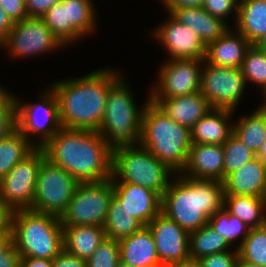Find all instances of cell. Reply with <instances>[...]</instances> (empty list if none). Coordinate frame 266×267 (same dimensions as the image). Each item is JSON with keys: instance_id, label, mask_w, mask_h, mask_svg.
<instances>
[{"instance_id": "obj_1", "label": "cell", "mask_w": 266, "mask_h": 267, "mask_svg": "<svg viewBox=\"0 0 266 267\" xmlns=\"http://www.w3.org/2000/svg\"><path fill=\"white\" fill-rule=\"evenodd\" d=\"M121 77L118 70L103 68L79 78L53 83L51 88L58 100L62 128L98 131L108 93Z\"/></svg>"}, {"instance_id": "obj_2", "label": "cell", "mask_w": 266, "mask_h": 267, "mask_svg": "<svg viewBox=\"0 0 266 267\" xmlns=\"http://www.w3.org/2000/svg\"><path fill=\"white\" fill-rule=\"evenodd\" d=\"M42 149L47 159L78 182L112 177L113 149L98 131L61 128Z\"/></svg>"}, {"instance_id": "obj_3", "label": "cell", "mask_w": 266, "mask_h": 267, "mask_svg": "<svg viewBox=\"0 0 266 267\" xmlns=\"http://www.w3.org/2000/svg\"><path fill=\"white\" fill-rule=\"evenodd\" d=\"M174 176L163 193L161 212L188 232L198 230L223 207V182Z\"/></svg>"}, {"instance_id": "obj_4", "label": "cell", "mask_w": 266, "mask_h": 267, "mask_svg": "<svg viewBox=\"0 0 266 267\" xmlns=\"http://www.w3.org/2000/svg\"><path fill=\"white\" fill-rule=\"evenodd\" d=\"M139 144L177 174L184 169L191 147V133L149 101L142 116Z\"/></svg>"}, {"instance_id": "obj_5", "label": "cell", "mask_w": 266, "mask_h": 267, "mask_svg": "<svg viewBox=\"0 0 266 267\" xmlns=\"http://www.w3.org/2000/svg\"><path fill=\"white\" fill-rule=\"evenodd\" d=\"M12 244L20 256L53 260L64 250L60 218L29 209L12 214Z\"/></svg>"}, {"instance_id": "obj_6", "label": "cell", "mask_w": 266, "mask_h": 267, "mask_svg": "<svg viewBox=\"0 0 266 267\" xmlns=\"http://www.w3.org/2000/svg\"><path fill=\"white\" fill-rule=\"evenodd\" d=\"M121 77L108 93L105 113L98 132L115 149L139 144L142 116L146 103L139 109L129 86Z\"/></svg>"}, {"instance_id": "obj_7", "label": "cell", "mask_w": 266, "mask_h": 267, "mask_svg": "<svg viewBox=\"0 0 266 267\" xmlns=\"http://www.w3.org/2000/svg\"><path fill=\"white\" fill-rule=\"evenodd\" d=\"M172 173L176 174L140 144L113 149L112 182L146 187L162 197L172 181Z\"/></svg>"}, {"instance_id": "obj_8", "label": "cell", "mask_w": 266, "mask_h": 267, "mask_svg": "<svg viewBox=\"0 0 266 267\" xmlns=\"http://www.w3.org/2000/svg\"><path fill=\"white\" fill-rule=\"evenodd\" d=\"M113 195L112 178L97 182H79L67 209L60 217L62 226L103 227Z\"/></svg>"}, {"instance_id": "obj_9", "label": "cell", "mask_w": 266, "mask_h": 267, "mask_svg": "<svg viewBox=\"0 0 266 267\" xmlns=\"http://www.w3.org/2000/svg\"><path fill=\"white\" fill-rule=\"evenodd\" d=\"M78 184L71 174L45 157L39 168L33 204L29 210L60 218Z\"/></svg>"}, {"instance_id": "obj_10", "label": "cell", "mask_w": 266, "mask_h": 267, "mask_svg": "<svg viewBox=\"0 0 266 267\" xmlns=\"http://www.w3.org/2000/svg\"><path fill=\"white\" fill-rule=\"evenodd\" d=\"M44 92L36 104H21L19 98H15L16 128L36 148H42L62 128L57 97L51 87ZM32 135L38 136L36 143Z\"/></svg>"}, {"instance_id": "obj_11", "label": "cell", "mask_w": 266, "mask_h": 267, "mask_svg": "<svg viewBox=\"0 0 266 267\" xmlns=\"http://www.w3.org/2000/svg\"><path fill=\"white\" fill-rule=\"evenodd\" d=\"M200 92L212 108L235 111L246 88L240 68L215 66L204 60Z\"/></svg>"}, {"instance_id": "obj_12", "label": "cell", "mask_w": 266, "mask_h": 267, "mask_svg": "<svg viewBox=\"0 0 266 267\" xmlns=\"http://www.w3.org/2000/svg\"><path fill=\"white\" fill-rule=\"evenodd\" d=\"M45 157L44 150L36 148L0 179V197L13 211L32 206L39 168Z\"/></svg>"}, {"instance_id": "obj_13", "label": "cell", "mask_w": 266, "mask_h": 267, "mask_svg": "<svg viewBox=\"0 0 266 267\" xmlns=\"http://www.w3.org/2000/svg\"><path fill=\"white\" fill-rule=\"evenodd\" d=\"M0 46L7 48L9 57L13 58L30 57L65 47L39 17H28L14 23Z\"/></svg>"}, {"instance_id": "obj_14", "label": "cell", "mask_w": 266, "mask_h": 267, "mask_svg": "<svg viewBox=\"0 0 266 267\" xmlns=\"http://www.w3.org/2000/svg\"><path fill=\"white\" fill-rule=\"evenodd\" d=\"M164 62L158 72V83L149 98H172L197 93L201 88L204 60L173 59Z\"/></svg>"}, {"instance_id": "obj_15", "label": "cell", "mask_w": 266, "mask_h": 267, "mask_svg": "<svg viewBox=\"0 0 266 267\" xmlns=\"http://www.w3.org/2000/svg\"><path fill=\"white\" fill-rule=\"evenodd\" d=\"M151 231L162 266L170 267L190 257L189 232L160 212L147 225Z\"/></svg>"}, {"instance_id": "obj_16", "label": "cell", "mask_w": 266, "mask_h": 267, "mask_svg": "<svg viewBox=\"0 0 266 267\" xmlns=\"http://www.w3.org/2000/svg\"><path fill=\"white\" fill-rule=\"evenodd\" d=\"M154 38L161 42L170 56L168 59H200L206 58V46L200 37L187 25L179 23L170 14L166 22L155 29Z\"/></svg>"}, {"instance_id": "obj_17", "label": "cell", "mask_w": 266, "mask_h": 267, "mask_svg": "<svg viewBox=\"0 0 266 267\" xmlns=\"http://www.w3.org/2000/svg\"><path fill=\"white\" fill-rule=\"evenodd\" d=\"M113 191L125 210L144 226L161 212L162 197L149 188L128 182H113Z\"/></svg>"}, {"instance_id": "obj_18", "label": "cell", "mask_w": 266, "mask_h": 267, "mask_svg": "<svg viewBox=\"0 0 266 267\" xmlns=\"http://www.w3.org/2000/svg\"><path fill=\"white\" fill-rule=\"evenodd\" d=\"M224 150L222 145L192 143L181 175L195 180L223 182Z\"/></svg>"}, {"instance_id": "obj_19", "label": "cell", "mask_w": 266, "mask_h": 267, "mask_svg": "<svg viewBox=\"0 0 266 267\" xmlns=\"http://www.w3.org/2000/svg\"><path fill=\"white\" fill-rule=\"evenodd\" d=\"M150 101L169 118L190 130L212 109L200 91L180 97L150 98Z\"/></svg>"}, {"instance_id": "obj_20", "label": "cell", "mask_w": 266, "mask_h": 267, "mask_svg": "<svg viewBox=\"0 0 266 267\" xmlns=\"http://www.w3.org/2000/svg\"><path fill=\"white\" fill-rule=\"evenodd\" d=\"M224 195L266 198V164L257 157L245 163L224 181Z\"/></svg>"}, {"instance_id": "obj_21", "label": "cell", "mask_w": 266, "mask_h": 267, "mask_svg": "<svg viewBox=\"0 0 266 267\" xmlns=\"http://www.w3.org/2000/svg\"><path fill=\"white\" fill-rule=\"evenodd\" d=\"M167 13L194 30L206 47L231 29L228 28L230 25L212 16L203 7L170 8Z\"/></svg>"}, {"instance_id": "obj_22", "label": "cell", "mask_w": 266, "mask_h": 267, "mask_svg": "<svg viewBox=\"0 0 266 267\" xmlns=\"http://www.w3.org/2000/svg\"><path fill=\"white\" fill-rule=\"evenodd\" d=\"M233 112L212 108L191 128V143L223 145L234 132V124L228 122Z\"/></svg>"}, {"instance_id": "obj_23", "label": "cell", "mask_w": 266, "mask_h": 267, "mask_svg": "<svg viewBox=\"0 0 266 267\" xmlns=\"http://www.w3.org/2000/svg\"><path fill=\"white\" fill-rule=\"evenodd\" d=\"M228 29L206 47L205 61L222 67L240 68L251 44L238 31Z\"/></svg>"}, {"instance_id": "obj_24", "label": "cell", "mask_w": 266, "mask_h": 267, "mask_svg": "<svg viewBox=\"0 0 266 267\" xmlns=\"http://www.w3.org/2000/svg\"><path fill=\"white\" fill-rule=\"evenodd\" d=\"M120 260L134 267L162 266L153 235L147 226L119 240Z\"/></svg>"}, {"instance_id": "obj_25", "label": "cell", "mask_w": 266, "mask_h": 267, "mask_svg": "<svg viewBox=\"0 0 266 267\" xmlns=\"http://www.w3.org/2000/svg\"><path fill=\"white\" fill-rule=\"evenodd\" d=\"M235 30L251 45L266 37V0H239Z\"/></svg>"}, {"instance_id": "obj_26", "label": "cell", "mask_w": 266, "mask_h": 267, "mask_svg": "<svg viewBox=\"0 0 266 267\" xmlns=\"http://www.w3.org/2000/svg\"><path fill=\"white\" fill-rule=\"evenodd\" d=\"M64 250L73 256L87 260L106 238L101 226L76 225L62 226Z\"/></svg>"}, {"instance_id": "obj_27", "label": "cell", "mask_w": 266, "mask_h": 267, "mask_svg": "<svg viewBox=\"0 0 266 267\" xmlns=\"http://www.w3.org/2000/svg\"><path fill=\"white\" fill-rule=\"evenodd\" d=\"M224 208L250 228L266 224V198L246 195H224Z\"/></svg>"}, {"instance_id": "obj_28", "label": "cell", "mask_w": 266, "mask_h": 267, "mask_svg": "<svg viewBox=\"0 0 266 267\" xmlns=\"http://www.w3.org/2000/svg\"><path fill=\"white\" fill-rule=\"evenodd\" d=\"M92 0H67L68 44L85 37L96 28V12Z\"/></svg>"}, {"instance_id": "obj_29", "label": "cell", "mask_w": 266, "mask_h": 267, "mask_svg": "<svg viewBox=\"0 0 266 267\" xmlns=\"http://www.w3.org/2000/svg\"><path fill=\"white\" fill-rule=\"evenodd\" d=\"M144 225L132 214L128 213L120 201L113 195L103 229L106 238L121 240L138 232Z\"/></svg>"}, {"instance_id": "obj_30", "label": "cell", "mask_w": 266, "mask_h": 267, "mask_svg": "<svg viewBox=\"0 0 266 267\" xmlns=\"http://www.w3.org/2000/svg\"><path fill=\"white\" fill-rule=\"evenodd\" d=\"M233 133L256 154L266 140V107L260 105L251 115L240 116Z\"/></svg>"}, {"instance_id": "obj_31", "label": "cell", "mask_w": 266, "mask_h": 267, "mask_svg": "<svg viewBox=\"0 0 266 267\" xmlns=\"http://www.w3.org/2000/svg\"><path fill=\"white\" fill-rule=\"evenodd\" d=\"M36 147L15 128L0 141V179Z\"/></svg>"}, {"instance_id": "obj_32", "label": "cell", "mask_w": 266, "mask_h": 267, "mask_svg": "<svg viewBox=\"0 0 266 267\" xmlns=\"http://www.w3.org/2000/svg\"><path fill=\"white\" fill-rule=\"evenodd\" d=\"M190 258L199 260L214 253L230 250L228 242L208 224L189 232Z\"/></svg>"}, {"instance_id": "obj_33", "label": "cell", "mask_w": 266, "mask_h": 267, "mask_svg": "<svg viewBox=\"0 0 266 267\" xmlns=\"http://www.w3.org/2000/svg\"><path fill=\"white\" fill-rule=\"evenodd\" d=\"M208 225L222 235L230 246L240 238V243L236 247L237 249L248 236L250 230L248 225L237 216L229 213L224 206L208 219ZM241 235L242 237H240Z\"/></svg>"}, {"instance_id": "obj_34", "label": "cell", "mask_w": 266, "mask_h": 267, "mask_svg": "<svg viewBox=\"0 0 266 267\" xmlns=\"http://www.w3.org/2000/svg\"><path fill=\"white\" fill-rule=\"evenodd\" d=\"M239 258L266 267V224L250 228L248 236L238 248Z\"/></svg>"}, {"instance_id": "obj_35", "label": "cell", "mask_w": 266, "mask_h": 267, "mask_svg": "<svg viewBox=\"0 0 266 267\" xmlns=\"http://www.w3.org/2000/svg\"><path fill=\"white\" fill-rule=\"evenodd\" d=\"M240 69L246 83H255L264 95L266 92V53L256 45H251L246 51Z\"/></svg>"}, {"instance_id": "obj_36", "label": "cell", "mask_w": 266, "mask_h": 267, "mask_svg": "<svg viewBox=\"0 0 266 267\" xmlns=\"http://www.w3.org/2000/svg\"><path fill=\"white\" fill-rule=\"evenodd\" d=\"M224 150L223 181L245 163L256 157L234 133L222 145Z\"/></svg>"}, {"instance_id": "obj_37", "label": "cell", "mask_w": 266, "mask_h": 267, "mask_svg": "<svg viewBox=\"0 0 266 267\" xmlns=\"http://www.w3.org/2000/svg\"><path fill=\"white\" fill-rule=\"evenodd\" d=\"M41 19L46 26L64 45L68 46V14L67 0H62L60 3L54 4Z\"/></svg>"}, {"instance_id": "obj_38", "label": "cell", "mask_w": 266, "mask_h": 267, "mask_svg": "<svg viewBox=\"0 0 266 267\" xmlns=\"http://www.w3.org/2000/svg\"><path fill=\"white\" fill-rule=\"evenodd\" d=\"M119 261V241L105 238L86 260V263L87 267H117Z\"/></svg>"}, {"instance_id": "obj_39", "label": "cell", "mask_w": 266, "mask_h": 267, "mask_svg": "<svg viewBox=\"0 0 266 267\" xmlns=\"http://www.w3.org/2000/svg\"><path fill=\"white\" fill-rule=\"evenodd\" d=\"M10 91L0 90V141L16 128L15 98Z\"/></svg>"}, {"instance_id": "obj_40", "label": "cell", "mask_w": 266, "mask_h": 267, "mask_svg": "<svg viewBox=\"0 0 266 267\" xmlns=\"http://www.w3.org/2000/svg\"><path fill=\"white\" fill-rule=\"evenodd\" d=\"M238 2L239 0H203L202 7L212 16L226 22L225 19L232 12L235 19L237 18Z\"/></svg>"}, {"instance_id": "obj_41", "label": "cell", "mask_w": 266, "mask_h": 267, "mask_svg": "<svg viewBox=\"0 0 266 267\" xmlns=\"http://www.w3.org/2000/svg\"><path fill=\"white\" fill-rule=\"evenodd\" d=\"M239 258L238 249L226 250L199 259L201 267H236Z\"/></svg>"}, {"instance_id": "obj_42", "label": "cell", "mask_w": 266, "mask_h": 267, "mask_svg": "<svg viewBox=\"0 0 266 267\" xmlns=\"http://www.w3.org/2000/svg\"><path fill=\"white\" fill-rule=\"evenodd\" d=\"M0 6L13 23L28 18L25 0H0Z\"/></svg>"}, {"instance_id": "obj_43", "label": "cell", "mask_w": 266, "mask_h": 267, "mask_svg": "<svg viewBox=\"0 0 266 267\" xmlns=\"http://www.w3.org/2000/svg\"><path fill=\"white\" fill-rule=\"evenodd\" d=\"M62 0H25L28 17L41 18L54 4Z\"/></svg>"}, {"instance_id": "obj_44", "label": "cell", "mask_w": 266, "mask_h": 267, "mask_svg": "<svg viewBox=\"0 0 266 267\" xmlns=\"http://www.w3.org/2000/svg\"><path fill=\"white\" fill-rule=\"evenodd\" d=\"M53 267H87L86 260L68 254L63 250L53 259Z\"/></svg>"}, {"instance_id": "obj_45", "label": "cell", "mask_w": 266, "mask_h": 267, "mask_svg": "<svg viewBox=\"0 0 266 267\" xmlns=\"http://www.w3.org/2000/svg\"><path fill=\"white\" fill-rule=\"evenodd\" d=\"M0 267H20V254L13 244L0 254Z\"/></svg>"}, {"instance_id": "obj_46", "label": "cell", "mask_w": 266, "mask_h": 267, "mask_svg": "<svg viewBox=\"0 0 266 267\" xmlns=\"http://www.w3.org/2000/svg\"><path fill=\"white\" fill-rule=\"evenodd\" d=\"M13 210L0 197V232H12Z\"/></svg>"}, {"instance_id": "obj_47", "label": "cell", "mask_w": 266, "mask_h": 267, "mask_svg": "<svg viewBox=\"0 0 266 267\" xmlns=\"http://www.w3.org/2000/svg\"><path fill=\"white\" fill-rule=\"evenodd\" d=\"M20 267H53V260L20 256Z\"/></svg>"}, {"instance_id": "obj_48", "label": "cell", "mask_w": 266, "mask_h": 267, "mask_svg": "<svg viewBox=\"0 0 266 267\" xmlns=\"http://www.w3.org/2000/svg\"><path fill=\"white\" fill-rule=\"evenodd\" d=\"M167 11L170 8L202 7L203 0H162Z\"/></svg>"}, {"instance_id": "obj_49", "label": "cell", "mask_w": 266, "mask_h": 267, "mask_svg": "<svg viewBox=\"0 0 266 267\" xmlns=\"http://www.w3.org/2000/svg\"><path fill=\"white\" fill-rule=\"evenodd\" d=\"M14 23L0 6V44L6 39Z\"/></svg>"}, {"instance_id": "obj_50", "label": "cell", "mask_w": 266, "mask_h": 267, "mask_svg": "<svg viewBox=\"0 0 266 267\" xmlns=\"http://www.w3.org/2000/svg\"><path fill=\"white\" fill-rule=\"evenodd\" d=\"M12 244V232H0V254Z\"/></svg>"}, {"instance_id": "obj_51", "label": "cell", "mask_w": 266, "mask_h": 267, "mask_svg": "<svg viewBox=\"0 0 266 267\" xmlns=\"http://www.w3.org/2000/svg\"><path fill=\"white\" fill-rule=\"evenodd\" d=\"M170 267H201V265L199 260L189 257L180 262L172 264Z\"/></svg>"}, {"instance_id": "obj_52", "label": "cell", "mask_w": 266, "mask_h": 267, "mask_svg": "<svg viewBox=\"0 0 266 267\" xmlns=\"http://www.w3.org/2000/svg\"><path fill=\"white\" fill-rule=\"evenodd\" d=\"M256 157L266 164V140L262 143L261 148L256 153Z\"/></svg>"}, {"instance_id": "obj_53", "label": "cell", "mask_w": 266, "mask_h": 267, "mask_svg": "<svg viewBox=\"0 0 266 267\" xmlns=\"http://www.w3.org/2000/svg\"><path fill=\"white\" fill-rule=\"evenodd\" d=\"M236 267H265V266H260V265H256V264H252L250 262H247L241 258H238L237 262H236Z\"/></svg>"}, {"instance_id": "obj_54", "label": "cell", "mask_w": 266, "mask_h": 267, "mask_svg": "<svg viewBox=\"0 0 266 267\" xmlns=\"http://www.w3.org/2000/svg\"><path fill=\"white\" fill-rule=\"evenodd\" d=\"M256 46L266 53V37H264L260 42H258Z\"/></svg>"}, {"instance_id": "obj_55", "label": "cell", "mask_w": 266, "mask_h": 267, "mask_svg": "<svg viewBox=\"0 0 266 267\" xmlns=\"http://www.w3.org/2000/svg\"><path fill=\"white\" fill-rule=\"evenodd\" d=\"M117 267H134V266L126 264V263H124L123 261L120 260L118 265H117Z\"/></svg>"}, {"instance_id": "obj_56", "label": "cell", "mask_w": 266, "mask_h": 267, "mask_svg": "<svg viewBox=\"0 0 266 267\" xmlns=\"http://www.w3.org/2000/svg\"><path fill=\"white\" fill-rule=\"evenodd\" d=\"M263 96H264V101H263L264 103H262L261 106L266 107V92Z\"/></svg>"}]
</instances>
